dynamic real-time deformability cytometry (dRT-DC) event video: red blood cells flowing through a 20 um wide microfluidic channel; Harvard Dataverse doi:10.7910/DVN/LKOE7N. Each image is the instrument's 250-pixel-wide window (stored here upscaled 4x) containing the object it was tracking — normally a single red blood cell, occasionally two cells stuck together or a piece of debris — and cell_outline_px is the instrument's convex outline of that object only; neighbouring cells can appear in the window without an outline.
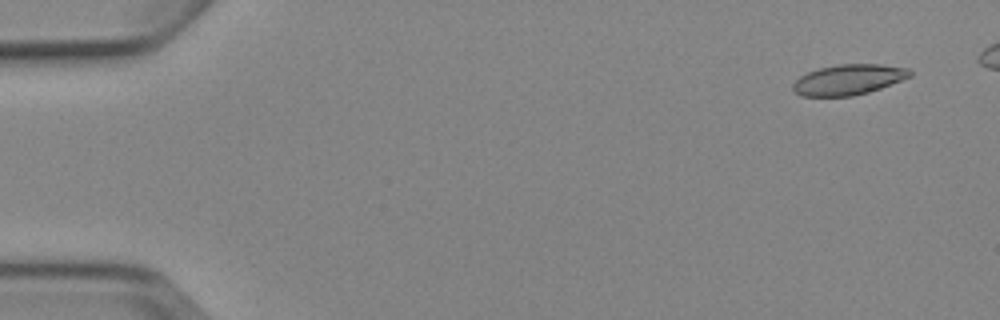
{"species": "Egyptian fruit bat (a non-hibernating species)", "species_latin": "Rousettus aegyptiacus", "temperature_condition": "cold", "stored_images_in_passage": 7, "camera_frame_rate_fps": 3000, "um_per_image_px": 0.085, "animal": {"sex": "female"}, "frame": {"image": 1, "passage_image": 1, "time_ms": 0.0, "image_size_px": [1000, 320], "cell_outline_px": [[912, 76], [880, 88], [868, 92], [852, 96], [800, 96], [792, 92], [792, 84], [800, 76], [808, 72], [820, 68], [836, 64], [880, 64], [908, 68], [912, 72]], "centroid_in_image_um": [72.09, 6.77], "position_along_channel_um": 12.9, "area_um2": 20.81}}
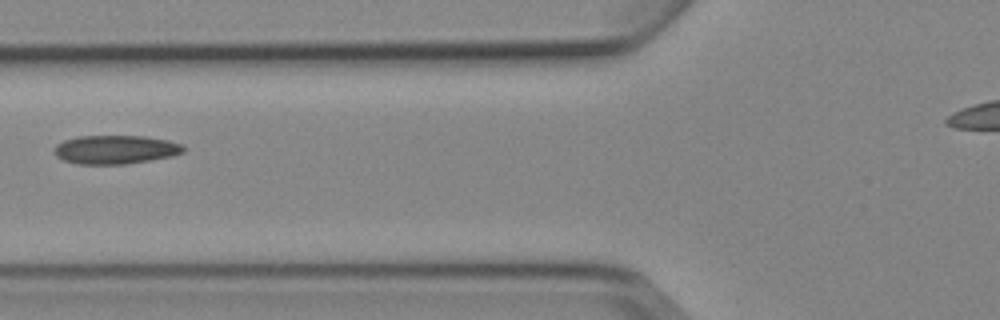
{"frame": {"image": 2, "passage_image": 6, "time_ms": 6.0, "image_size_px": [1000, 320], "cell_outline_px": [[188, 148], [184, 152], [172, 156], [124, 164], [76, 164], [64, 160], [56, 156], [52, 148], [56, 144], [64, 140], [76, 136], [144, 136], [168, 140], [184, 144]], "centroid_in_image_um": [9.82, 12.7], "position_along_channel_um": 116.0, "area_um2": 21.85}}
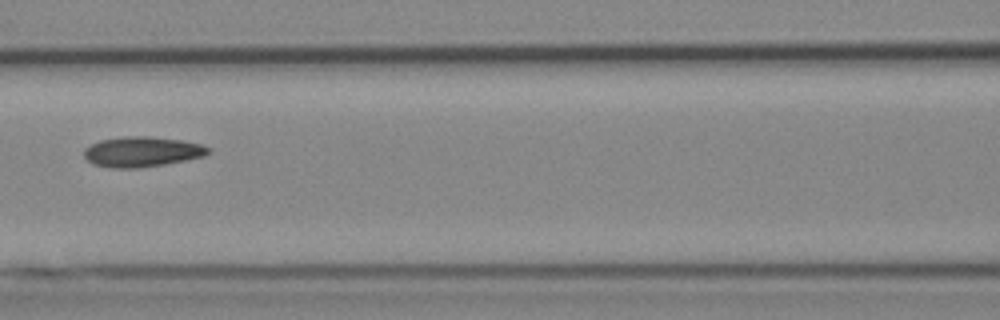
{"frame": {"image": 3, "passage_image": 7, "time_ms": 7.0, "image_size_px": [1000, 320], "cell_outline_px": [[212, 152], [204, 156], [164, 164], [136, 168], [112, 168], [92, 164], [84, 156], [84, 148], [100, 140], [124, 136], [148, 136], [180, 140], [200, 144], [212, 148]], "centroid_in_image_um": [12.07, 12.89], "position_along_channel_um": 154.5, "area_um2": 21.85}}